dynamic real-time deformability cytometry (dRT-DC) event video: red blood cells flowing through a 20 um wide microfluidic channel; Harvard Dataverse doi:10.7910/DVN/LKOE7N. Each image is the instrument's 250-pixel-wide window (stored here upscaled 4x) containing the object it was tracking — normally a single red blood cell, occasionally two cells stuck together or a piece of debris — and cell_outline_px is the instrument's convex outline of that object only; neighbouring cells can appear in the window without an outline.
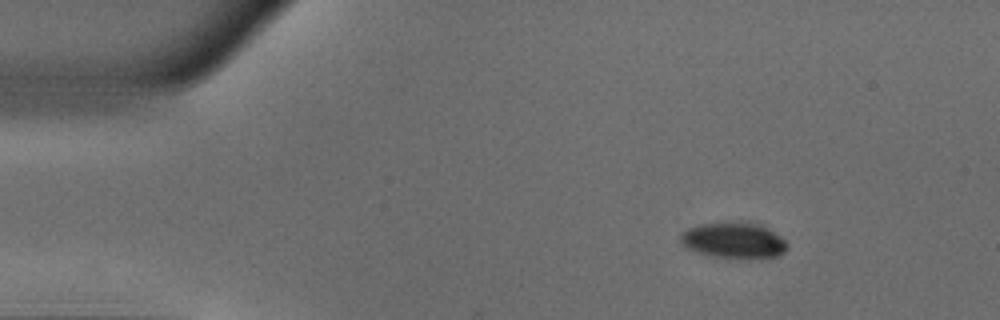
{"species": "common noctule bat (a hibernating species)", "species_latin": "Nyctalus noctula", "temperature_condition": "warm", "stored_images_in_passage": 45, "camera_frame_rate_fps": 3000, "um_per_image_px": 0.085, "animal": {"sex": "male", "body_mass_g": 18.8}, "frame": {"image": 1, "passage_image": 1, "time_ms": 0.0, "image_size_px": [1000, 320], "cell_outline_px": [[788, 248], [784, 252], [776, 256], [764, 260], [712, 256], [696, 252], [680, 244], [680, 232], [688, 228], [700, 224], [748, 220], [760, 224], [780, 236], [788, 244]], "centroid_in_image_um": [62.38, 20.43], "position_along_channel_um": 22.6, "area_um2": 23.0}}
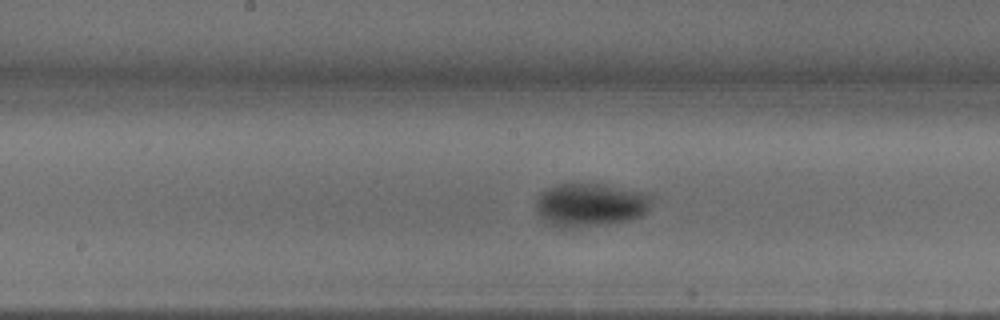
{"frame": {"image": 2, "passage_image": 20, "time_ms": 6.333, "image_size_px": [1000, 320], "cell_outline_px": [[652, 196], [648, 208], [640, 216], [628, 220], [564, 232], [548, 224], [540, 216], [536, 208], [536, 200], [540, 192], [556, 184], [604, 184], [640, 192]], "centroid_in_image_um": [50.08, 17.46], "position_along_channel_um": 198.1, "area_um2": 29.77}}
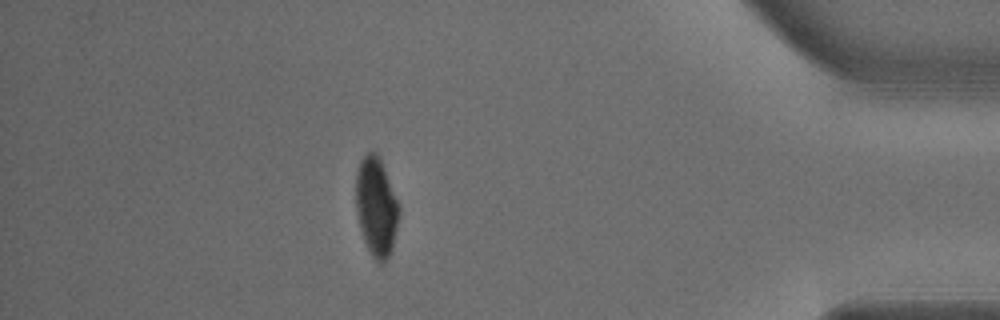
{"frame": {"image": 3, "passage_image": 39, "time_ms": 12.667, "image_size_px": [1000, 320], "cell_outline_px": [[400, 212], [392, 248], [388, 260], [380, 264], [372, 256], [364, 240], [360, 228], [356, 212], [356, 172], [360, 160], [368, 152], [376, 152], [380, 156], [400, 208]], "centroid_in_image_um": [31.98, 17.57], "position_along_channel_um": 403.2, "area_um2": 24.91}, "authors_computed_cell_mechanics": {"area_um2": 27.1082, "velocity_mm_per_s": 3.9409, "shape_relaxation_time_tau1_ms": 3.6883, "shape_relaxation_time_tau2_ms": 1.0712, "deformation_change_tau1": 0.1842, "deformation_change_tau2": 0.0278}}